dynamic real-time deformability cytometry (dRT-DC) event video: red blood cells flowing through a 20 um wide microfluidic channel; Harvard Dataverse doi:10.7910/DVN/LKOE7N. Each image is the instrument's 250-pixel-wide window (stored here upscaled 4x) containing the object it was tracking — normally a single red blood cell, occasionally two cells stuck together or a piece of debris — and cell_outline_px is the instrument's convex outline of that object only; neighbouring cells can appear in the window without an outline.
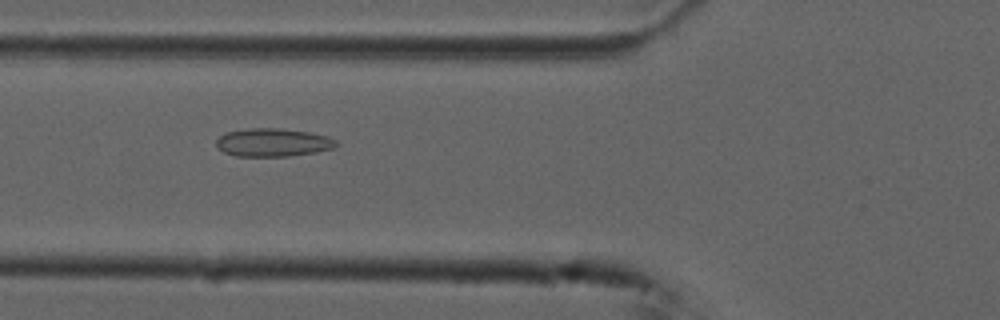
{"species": "common noctule bat (a hibernating species)", "species_latin": "Nyctalus noctula", "temperature_condition": "cold", "stored_images_in_passage": 46, "camera_frame_rate_fps": 3000, "um_per_image_px": 0.085, "animal": {"sex": "male", "forearm_length_mm": 52.5}, "frame": {"image": 1, "passage_image": 20, "time_ms": 6.333, "image_size_px": [1000, 320], "cell_outline_px": [[340, 144], [332, 148], [316, 152], [288, 156], [236, 156], [224, 152], [216, 148], [216, 140], [220, 136], [228, 132], [248, 128], [276, 128], [312, 132], [328, 136], [336, 140]], "centroid_in_image_um": [23.21, 12.11], "position_along_channel_um": 102.6, "area_um2": 19.77}}
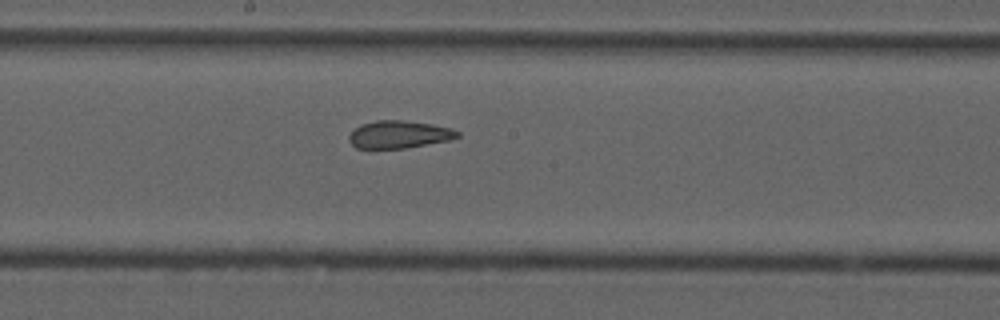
{"frame": {"image": 2, "passage_image": 29, "time_ms": 9.333, "image_size_px": [1000, 320], "cell_outline_px": [[460, 136], [448, 140], [408, 148], [356, 148], [348, 140], [348, 136], [360, 124], [376, 120], [400, 120], [432, 124], [452, 128], [460, 132]], "centroid_in_image_um": [33.92, 11.43], "position_along_channel_um": 214.3, "area_um2": 17.4}}
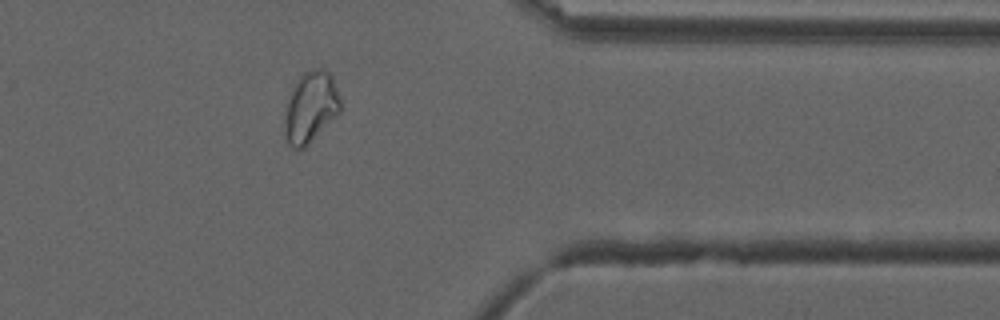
{"frame": {"image": 3, "passage_image": 44, "time_ms": 14.333, "image_size_px": [1000, 320], "cell_outline_px": [[340, 112], [300, 152], [296, 152], [288, 144], [284, 132], [284, 120], [288, 100], [292, 88], [300, 76], [304, 72], [316, 68], [324, 68], [332, 76], [340, 96]], "centroid_in_image_um": [26.39, 9.14], "position_along_channel_um": 385.0, "area_um2": 23.18}, "authors_computed_cell_mechanics": {"area_um2": 19.7387, "velocity_mm_per_s": 3.7131, "shape_relaxation_time_tau1_ms": null, "shape_relaxation_time_tau2_ms": 1.562, "deformation_change_tau1": null, "deformation_change_tau2": 0.0864}}